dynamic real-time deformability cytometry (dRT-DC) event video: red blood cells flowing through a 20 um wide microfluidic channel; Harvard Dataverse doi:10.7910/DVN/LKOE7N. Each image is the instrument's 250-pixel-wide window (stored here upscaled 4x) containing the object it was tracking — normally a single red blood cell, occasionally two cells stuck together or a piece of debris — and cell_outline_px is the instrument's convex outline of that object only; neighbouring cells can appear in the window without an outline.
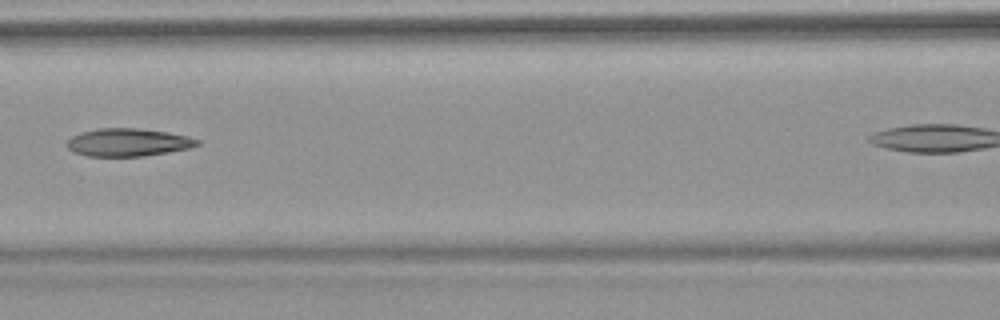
{"species": "common noctule bat (a hibernating species)", "species_latin": "Nyctalus noctula", "temperature_condition": "warm", "stored_images_in_passage": 6, "camera_frame_rate_fps": 3000, "um_per_image_px": 0.085, "animal": {"sex": "female", "body_mass_g": 18.4}, "frame": {"image": 1, "passage_image": 5, "time_ms": 4.667, "image_size_px": [1000, 320], "cell_outline_px": [[200, 144], [188, 148], [168, 152], [144, 156], [88, 156], [72, 152], [64, 144], [72, 136], [80, 132], [96, 128], [136, 128], [168, 132], [188, 136], [200, 140]], "centroid_in_image_um": [10.85, 12.09], "position_along_channel_um": 155.8, "area_um2": 21.27}}